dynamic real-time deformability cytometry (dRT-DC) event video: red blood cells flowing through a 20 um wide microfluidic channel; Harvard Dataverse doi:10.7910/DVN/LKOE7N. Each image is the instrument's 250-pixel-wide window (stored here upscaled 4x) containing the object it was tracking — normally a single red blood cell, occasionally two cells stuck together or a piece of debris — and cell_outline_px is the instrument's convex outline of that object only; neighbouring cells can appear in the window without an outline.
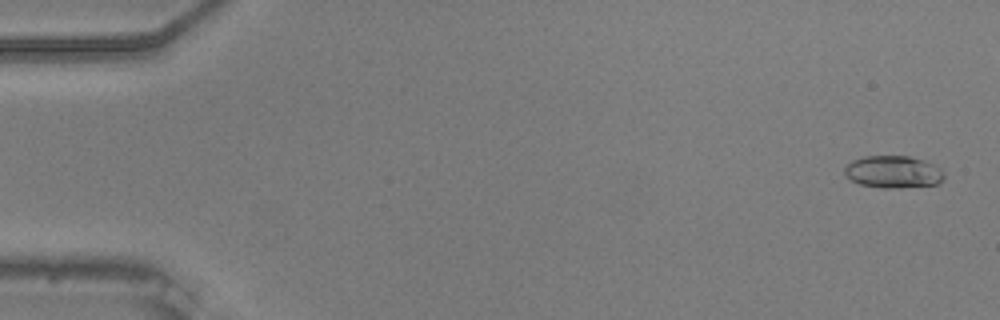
{"species": "common noctule bat (a hibernating species)", "species_latin": "Nyctalus noctula", "temperature_condition": "warm", "stored_images_in_passage": 36, "camera_frame_rate_fps": 3000, "um_per_image_px": 0.085, "animal": {"sex": "male", "body_mass_g": 20.5, "forearm_length_mm": 52.5}, "frame": {"image": 1, "passage_image": 2, "time_ms": 0.333, "image_size_px": [1000, 320], "cell_outline_px": [[944, 180], [936, 184], [900, 188], [880, 188], [860, 184], [848, 180], [844, 172], [844, 168], [852, 160], [864, 156], [908, 156], [924, 160], [940, 168], [944, 172]], "centroid_in_image_um": [75.9, 14.62], "position_along_channel_um": 9.1, "area_um2": 18.9}}
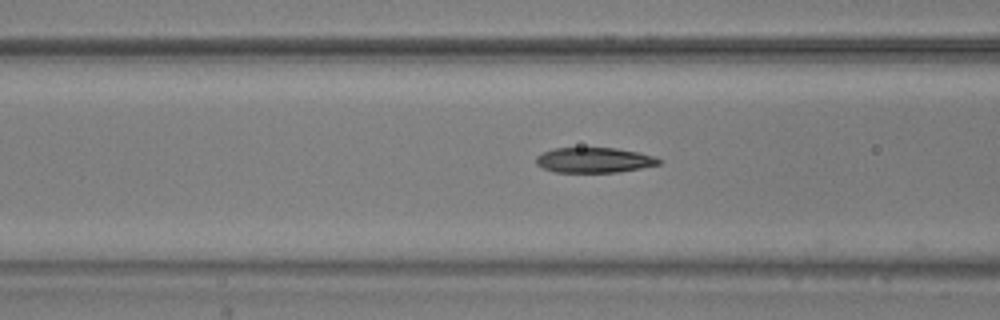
{"frame": {"image": 2, "passage_image": 22, "time_ms": 7.0, "image_size_px": [1000, 320], "cell_outline_px": [[660, 164], [640, 168], [616, 172], [556, 172], [544, 168], [536, 164], [536, 156], [544, 152], [556, 148], [616, 148], [640, 152], [656, 156], [660, 160]], "centroid_in_image_um": [50.52, 13.6], "position_along_channel_um": 116.1, "area_um2": 17.92}}
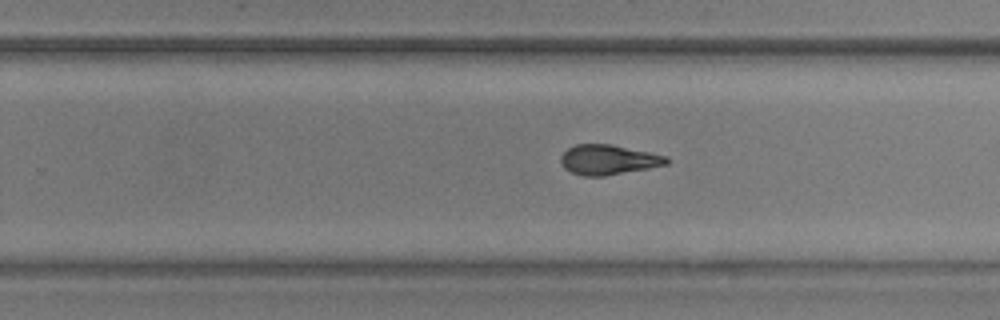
{"frame": {"image": 3, "passage_image": 35, "time_ms": 11.333, "image_size_px": [1000, 320], "cell_outline_px": [[668, 164], [648, 168], [604, 176], [584, 176], [572, 172], [564, 168], [560, 160], [560, 156], [568, 148], [576, 144], [608, 144], [668, 156]], "centroid_in_image_um": [51.68, 13.58], "position_along_channel_um": 278.1, "area_um2": 18.21}}